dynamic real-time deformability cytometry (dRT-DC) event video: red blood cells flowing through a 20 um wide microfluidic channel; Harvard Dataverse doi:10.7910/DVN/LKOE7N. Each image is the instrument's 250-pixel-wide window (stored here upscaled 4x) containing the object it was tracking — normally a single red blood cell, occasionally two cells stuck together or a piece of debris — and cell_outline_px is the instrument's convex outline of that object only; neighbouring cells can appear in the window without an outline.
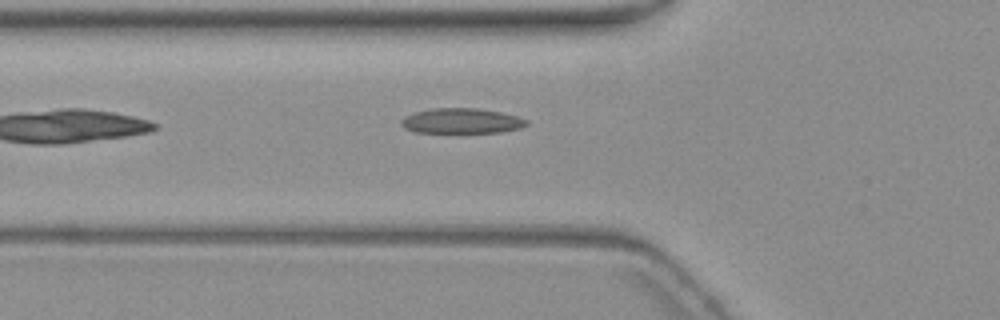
{"species": "common noctule bat (a hibernating species)", "species_latin": "Nyctalus noctula", "temperature_condition": "warm", "stored_images_in_passage": 5, "camera_frame_rate_fps": 3000, "um_per_image_px": 0.085, "animal": {"sex": "female", "body_mass_g": 19.3, "forearm_length_mm": 54.1}, "frame": {"image": 1, "passage_image": 5, "time_ms": 5.0, "image_size_px": [1000, 320], "cell_outline_px": [[528, 124], [520, 128], [500, 132], [412, 132], [404, 128], [400, 124], [400, 120], [404, 116], [416, 112], [432, 108], [476, 108], [500, 112], [516, 116], [528, 120]], "centroid_in_image_um": [39.19, 10.27], "position_along_channel_um": 86.6, "area_um2": 18.32}}